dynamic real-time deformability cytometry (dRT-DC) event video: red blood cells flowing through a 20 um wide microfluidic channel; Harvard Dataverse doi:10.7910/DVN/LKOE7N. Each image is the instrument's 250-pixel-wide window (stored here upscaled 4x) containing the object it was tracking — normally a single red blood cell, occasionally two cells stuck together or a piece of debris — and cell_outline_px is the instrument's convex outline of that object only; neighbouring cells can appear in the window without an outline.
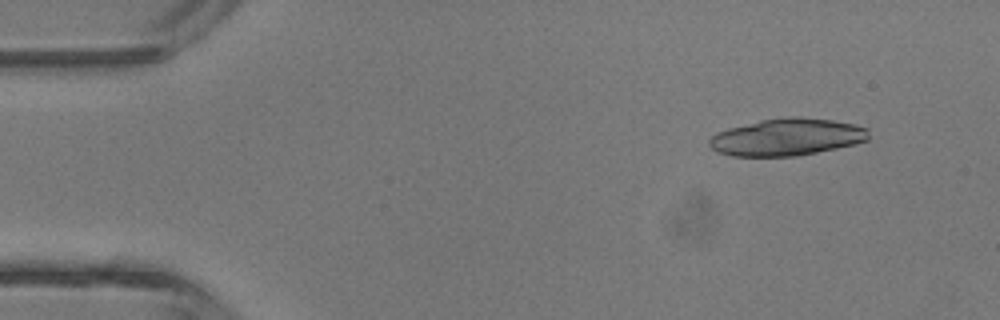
{"species": "common noctule bat (a hibernating species)", "species_latin": "Nyctalus noctula", "temperature_condition": "room temperature", "stored_images_in_passage": 4, "camera_frame_rate_fps": 3000, "um_per_image_px": 0.085, "animal": {"sex": "male", "body_mass_g": 13.3}, "frame": {"image": 1, "passage_image": 1, "time_ms": 0.0, "image_size_px": [1000, 320], "cell_outline_px": [[868, 140], [856, 144], [796, 156], [732, 156], [716, 152], [708, 144], [708, 140], [716, 132], [728, 128], [760, 120], [792, 116], [800, 116], [832, 120], [852, 124], [868, 128]], "centroid_in_image_um": [66.86, 11.65], "position_along_channel_um": 18.1, "area_um2": 34.56}}
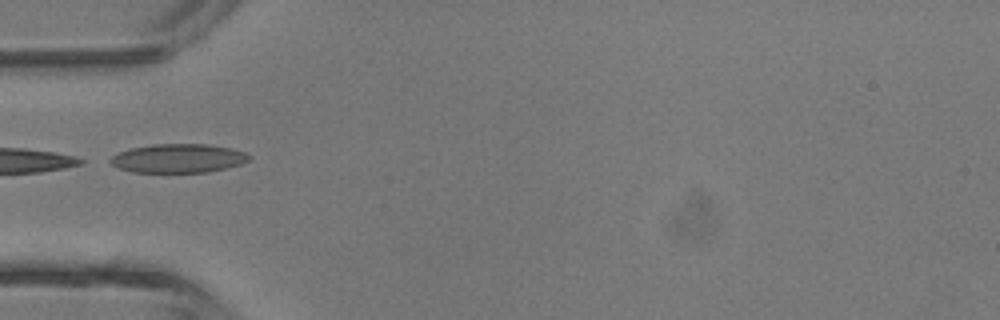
{"frame": {"image": 2, "passage_image": 3, "time_ms": 3.333, "image_size_px": [1000, 320], "cell_outline_px": [[252, 156], [248, 160], [240, 164], [208, 172], [132, 172], [120, 168], [112, 164], [108, 160], [112, 156], [120, 152], [132, 148], [152, 144], [208, 144], [232, 148], [244, 152]], "centroid_in_image_um": [15.16, 13.45], "position_along_channel_um": 69.8, "area_um2": 23.18}}